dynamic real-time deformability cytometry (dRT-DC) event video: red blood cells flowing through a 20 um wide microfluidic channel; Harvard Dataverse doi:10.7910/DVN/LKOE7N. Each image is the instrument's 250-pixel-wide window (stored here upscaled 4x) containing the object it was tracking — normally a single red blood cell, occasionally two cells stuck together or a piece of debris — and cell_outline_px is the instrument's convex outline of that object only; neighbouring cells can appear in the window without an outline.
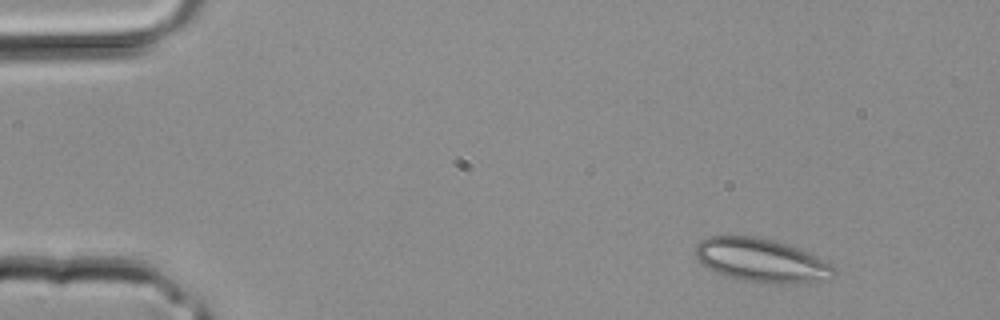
{"species": "common noctule bat (a hibernating species)", "species_latin": "Nyctalus noctula", "temperature_condition": "room temperature", "stored_images_in_passage": 3, "camera_frame_rate_fps": 3000, "um_per_image_px": 0.085, "animal": {"sex": "male", "body_mass_g": 20.4}, "frame": {"image": 1, "passage_image": 1, "time_ms": 0.0, "image_size_px": [1000, 320], "cell_outline_px": [[836, 276], [832, 280], [808, 284], [772, 284], [744, 280], [724, 276], [708, 268], [696, 256], [696, 244], [700, 240], [708, 236], [756, 236], [772, 240], [800, 248], [832, 264], [836, 268]], "centroid_in_image_um": [64.82, 22.16], "position_along_channel_um": 20.2, "area_um2": 35.84}}